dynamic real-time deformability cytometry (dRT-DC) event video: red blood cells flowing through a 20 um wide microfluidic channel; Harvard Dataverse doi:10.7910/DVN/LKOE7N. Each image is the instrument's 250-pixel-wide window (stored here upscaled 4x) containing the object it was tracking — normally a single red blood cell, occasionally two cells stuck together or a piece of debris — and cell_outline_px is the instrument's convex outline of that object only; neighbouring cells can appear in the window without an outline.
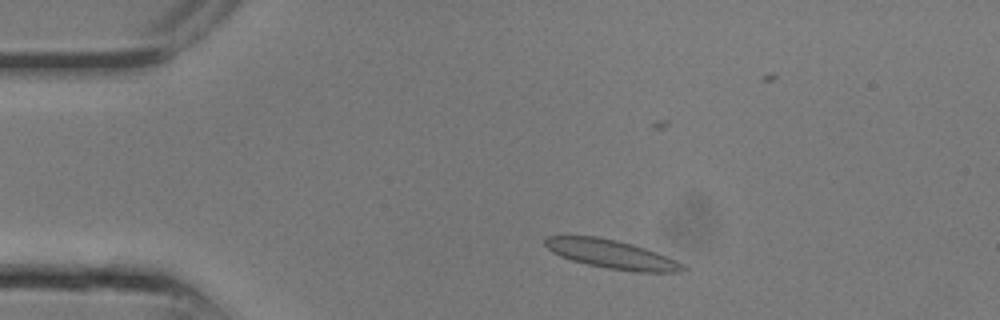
{"species": "common noctule bat (a hibernating species)", "species_latin": "Nyctalus noctula", "temperature_condition": "room temperature", "stored_images_in_passage": 7, "camera_frame_rate_fps": 3000, "um_per_image_px": 0.085, "animal": {"sex": "male", "body_mass_g": 13.3}, "frame": {"image": 1, "passage_image": 2, "time_ms": 0.333, "image_size_px": [1000, 320], "cell_outline_px": [[688, 268], [680, 272], [636, 272], [608, 268], [588, 264], [572, 260], [560, 256], [552, 252], [544, 244], [544, 236], [596, 236], [616, 240], [632, 244], [656, 252], [676, 260], [684, 264]], "centroid_in_image_um": [51.99, 21.61], "position_along_channel_um": 33.0, "area_um2": 22.95}}
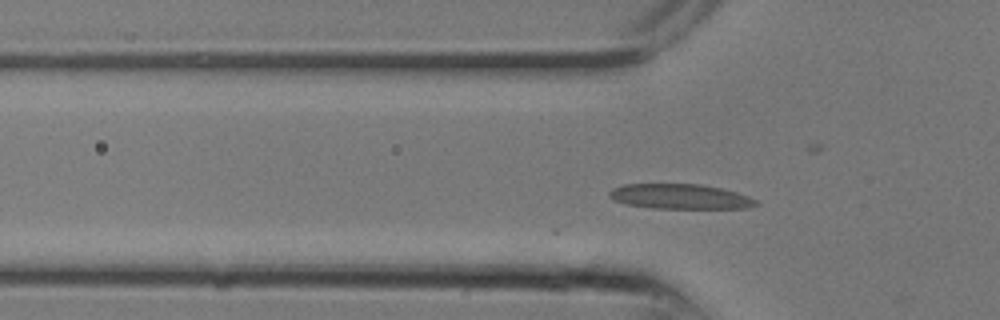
{"frame": {"image": 2, "passage_image": 5, "time_ms": 1.333, "image_size_px": [1000, 320], "cell_outline_px": [[760, 204], [748, 208], [652, 208], [624, 204], [612, 200], [608, 196], [608, 192], [612, 188], [624, 184], [700, 184], [720, 188], [736, 192], [748, 196], [756, 200]], "centroid_in_image_um": [57.76, 16.71], "position_along_channel_um": 68.0, "area_um2": 21.44}}